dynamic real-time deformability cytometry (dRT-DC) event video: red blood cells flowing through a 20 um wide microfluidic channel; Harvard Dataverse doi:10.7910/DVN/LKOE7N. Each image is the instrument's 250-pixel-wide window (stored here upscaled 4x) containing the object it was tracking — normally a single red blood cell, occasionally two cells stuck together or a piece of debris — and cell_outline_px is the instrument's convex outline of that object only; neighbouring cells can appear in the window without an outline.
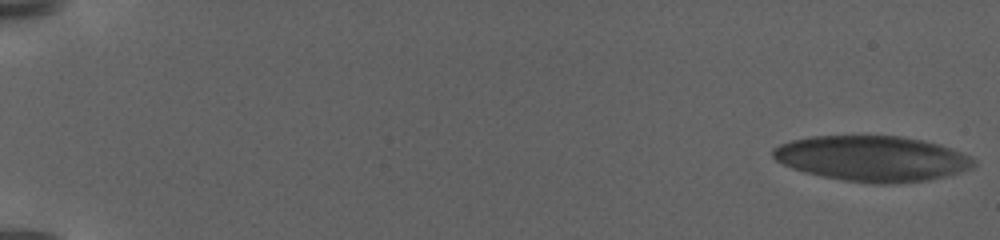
{"species": "human", "species_latin": "Homo sapiens", "temperature_condition": "warm", "stored_images_in_passage": 71, "camera_frame_rate_fps": 3000, "um_per_image_px": 0.085, "donor": {"sex": "female"}, "frame": {"image": 1, "passage_image": 1, "time_ms": 0.0, "image_size_px": [1000, 240], "cell_outline_px": [[976, 164], [972, 168], [960, 172], [928, 180], [896, 184], [872, 184], [844, 180], [804, 172], [792, 168], [776, 160], [772, 156], [772, 148], [780, 144], [792, 140], [812, 136], [900, 136], [924, 140], [940, 144], [972, 156], [976, 160]], "centroid_in_image_um": [74.17, 13.48], "position_along_channel_um": 10.8, "area_um2": 53.41}}
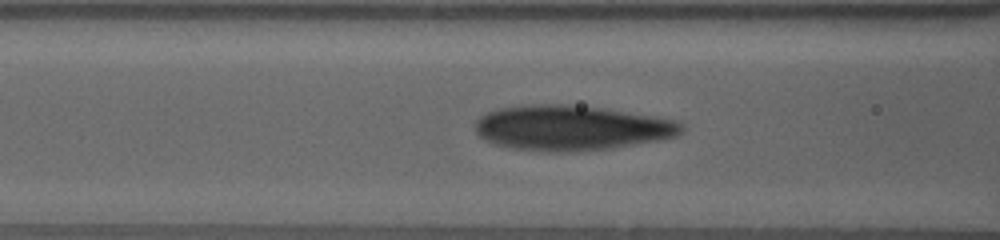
{"frame": {"image": 2, "passage_image": 24, "time_ms": 10.333, "image_size_px": [1000, 240], "cell_outline_px": [[684, 128], [676, 136], [660, 140], [612, 148], [584, 152], [544, 152], [508, 148], [484, 140], [476, 132], [476, 120], [480, 116], [488, 112], [500, 108], [532, 104], [568, 104], [600, 108], [676, 120], [684, 124]], "centroid_in_image_um": [48.54, 10.89], "position_along_channel_um": 118.1, "area_um2": 54.39}}
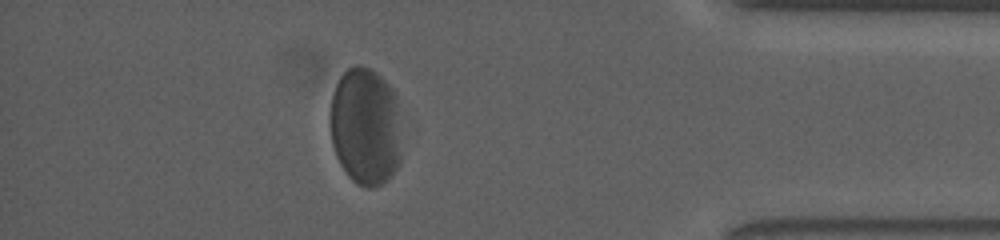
{"frame": {"image": 3, "passage_image": 59, "time_ms": 21.333, "image_size_px": [1000, 240], "cell_outline_px": [[400, 164], [392, 176], [388, 180], [372, 188], [368, 188], [356, 184], [348, 176], [340, 164], [336, 156], [332, 144], [328, 116], [332, 96], [336, 84], [340, 76], [348, 68], [356, 64], [360, 64], [376, 72], [392, 88], [396, 104], [400, 156]], "centroid_in_image_um": [31.01, 10.77], "position_along_channel_um": 404.2, "area_um2": 49.3}}